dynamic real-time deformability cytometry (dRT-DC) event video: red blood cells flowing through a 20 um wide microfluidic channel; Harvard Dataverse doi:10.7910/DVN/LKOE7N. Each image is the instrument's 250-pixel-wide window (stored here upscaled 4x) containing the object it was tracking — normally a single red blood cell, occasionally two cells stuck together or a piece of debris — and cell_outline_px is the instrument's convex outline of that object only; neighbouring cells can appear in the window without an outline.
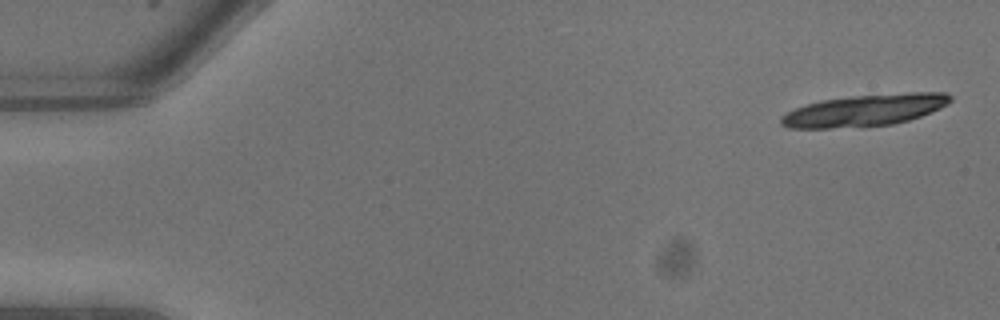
{"species": "common noctule bat (a hibernating species)", "species_latin": "Nyctalus noctula", "temperature_condition": "warm", "stored_images_in_passage": 10, "camera_frame_rate_fps": 3000, "um_per_image_px": 0.085, "animal": {"sex": "male", "body_mass_g": 13.3}, "frame": {"image": 1, "passage_image": 1, "time_ms": 0.0, "image_size_px": [1000, 320], "cell_outline_px": [[952, 100], [948, 104], [940, 108], [920, 116], [908, 120], [892, 124], [832, 128], [788, 128], [780, 124], [780, 116], [792, 108], [820, 100], [852, 96], [912, 92], [948, 92], [952, 96]], "centroid_in_image_um": [73.47, 9.36], "position_along_channel_um": 11.5, "area_um2": 31.39}}
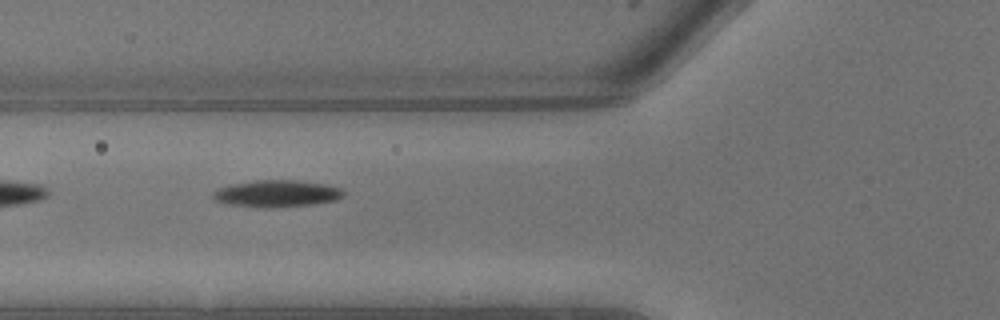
{"frame": {"image": 2, "passage_image": 9, "time_ms": 2.667, "image_size_px": [1000, 320], "cell_outline_px": [[344, 196], [336, 200], [312, 204], [276, 208], [260, 208], [228, 204], [216, 200], [212, 196], [212, 192], [220, 188], [232, 184], [260, 180], [296, 180], [320, 184], [340, 188], [344, 192]], "centroid_in_image_um": [23.51, 16.47], "position_along_channel_um": 102.3, "area_um2": 20.29}}